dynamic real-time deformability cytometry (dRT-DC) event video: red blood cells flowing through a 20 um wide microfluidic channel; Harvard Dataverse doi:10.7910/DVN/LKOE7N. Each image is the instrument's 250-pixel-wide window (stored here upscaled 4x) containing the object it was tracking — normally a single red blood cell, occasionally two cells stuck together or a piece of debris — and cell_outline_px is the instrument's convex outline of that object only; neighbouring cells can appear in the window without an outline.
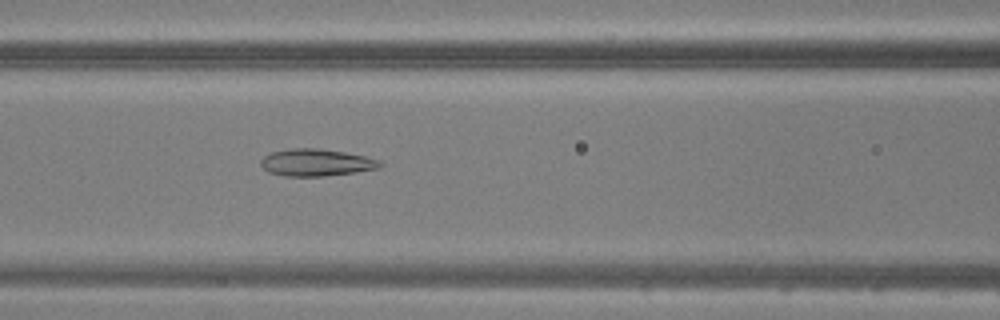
{"species": "common noctule bat (a hibernating species)", "species_latin": "Nyctalus noctula", "temperature_condition": "warm", "stored_images_in_passage": 30, "camera_frame_rate_fps": 3000, "um_per_image_px": 0.085, "animal": {"sex": "male", "body_mass_g": 20.5, "forearm_length_mm": 52.5}, "frame": {"image": 1, "passage_image": 9, "time_ms": 2.667, "image_size_px": [1000, 320], "cell_outline_px": [[384, 164], [380, 168], [356, 172], [324, 176], [284, 176], [268, 172], [260, 164], [260, 160], [264, 156], [272, 152], [292, 148], [320, 148], [344, 152], [384, 160]], "centroid_in_image_um": [26.92, 13.81], "position_along_channel_um": 139.7, "area_um2": 19.02}}
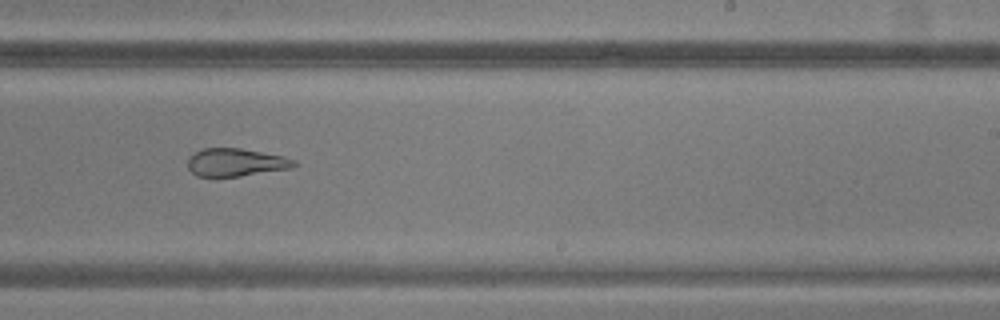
{"frame": {"image": 2, "passage_image": 18, "time_ms": 5.667, "image_size_px": [1000, 320], "cell_outline_px": [[296, 164], [292, 168], [240, 176], [196, 176], [188, 168], [188, 160], [200, 148], [240, 148], [284, 156], [296, 160]], "centroid_in_image_um": [20.06, 13.8], "position_along_channel_um": 268.9, "area_um2": 17.17}}
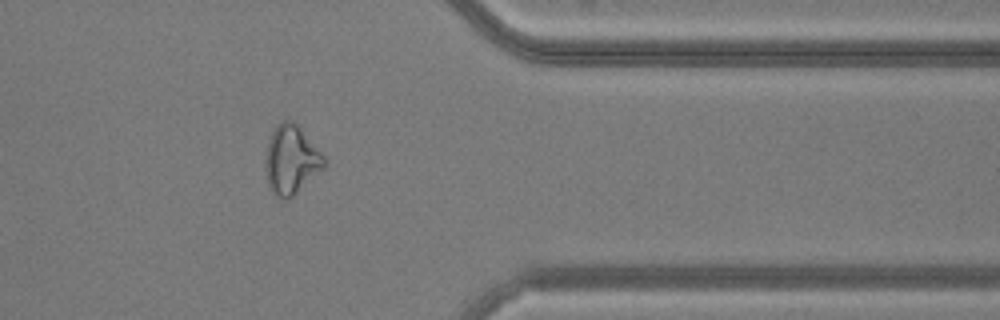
{"frame": {"image": 3, "passage_image": 27, "time_ms": 8.667, "image_size_px": [1000, 320], "cell_outline_px": [[324, 168], [288, 200], [280, 200], [268, 188], [264, 164], [264, 160], [268, 140], [276, 124], [284, 120], [292, 120], [300, 128], [324, 156]], "centroid_in_image_um": [24.7, 13.61], "position_along_channel_um": 386.7, "area_um2": 23.58}}